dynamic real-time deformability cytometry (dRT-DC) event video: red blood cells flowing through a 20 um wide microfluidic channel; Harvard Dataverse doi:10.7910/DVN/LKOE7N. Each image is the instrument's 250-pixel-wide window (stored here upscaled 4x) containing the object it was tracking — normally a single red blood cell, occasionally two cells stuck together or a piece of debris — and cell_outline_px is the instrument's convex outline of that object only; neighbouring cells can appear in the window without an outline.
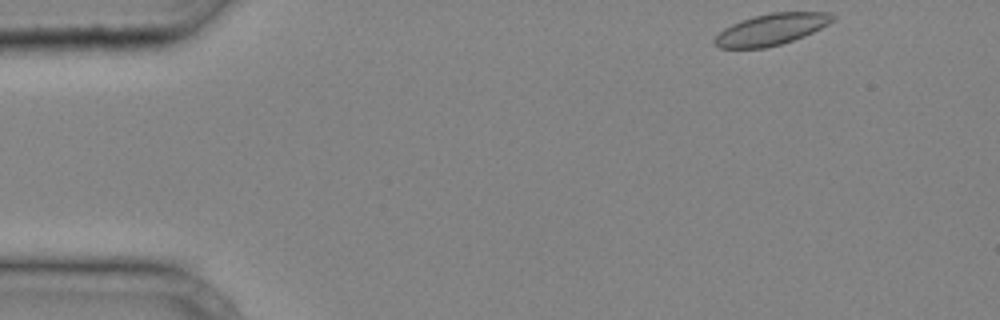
{"species": "common noctule bat (a hibernating species)", "species_latin": "Nyctalus noctula", "temperature_condition": "cold", "stored_images_in_passage": 31, "camera_frame_rate_fps": 3000, "um_per_image_px": 0.085, "animal": {"sex": "male", "body_mass_g": 20.4}, "frame": {"image": 1, "passage_image": 1, "time_ms": 0.0, "image_size_px": [1000, 320], "cell_outline_px": [[836, 20], [804, 36], [780, 44], [764, 48], [720, 48], [712, 44], [712, 40], [724, 28], [732, 24], [756, 16], [772, 12], [828, 12], [836, 16]], "centroid_in_image_um": [65.56, 2.5], "position_along_channel_um": 19.4, "area_um2": 21.44}}
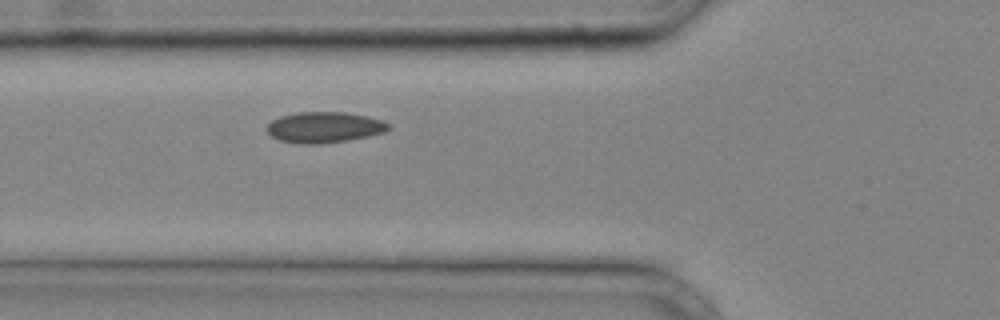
{"frame": {"image": 2, "passage_image": 11, "time_ms": 3.333, "image_size_px": [1000, 320], "cell_outline_px": [[392, 128], [384, 132], [368, 136], [320, 144], [300, 144], [280, 140], [272, 136], [268, 132], [268, 124], [272, 120], [280, 116], [300, 112], [344, 112], [368, 116], [392, 124]], "centroid_in_image_um": [27.59, 10.81], "position_along_channel_um": 98.2, "area_um2": 21.73}}
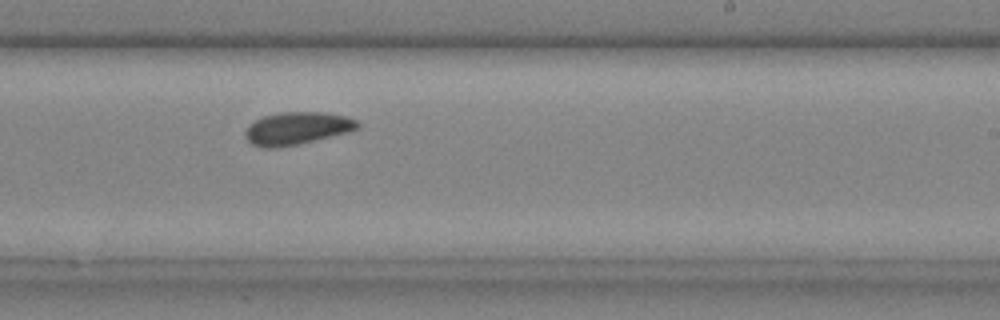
{"frame": {"image": 3, "passage_image": 21, "time_ms": 6.667, "image_size_px": [1000, 320], "cell_outline_px": [[360, 128], [348, 132], [296, 144], [276, 148], [264, 148], [252, 144], [244, 136], [244, 132], [248, 124], [264, 116], [280, 112], [324, 112], [344, 116], [356, 120], [360, 124]], "centroid_in_image_um": [25.21, 10.9], "position_along_channel_um": 263.8, "area_um2": 21.21}}